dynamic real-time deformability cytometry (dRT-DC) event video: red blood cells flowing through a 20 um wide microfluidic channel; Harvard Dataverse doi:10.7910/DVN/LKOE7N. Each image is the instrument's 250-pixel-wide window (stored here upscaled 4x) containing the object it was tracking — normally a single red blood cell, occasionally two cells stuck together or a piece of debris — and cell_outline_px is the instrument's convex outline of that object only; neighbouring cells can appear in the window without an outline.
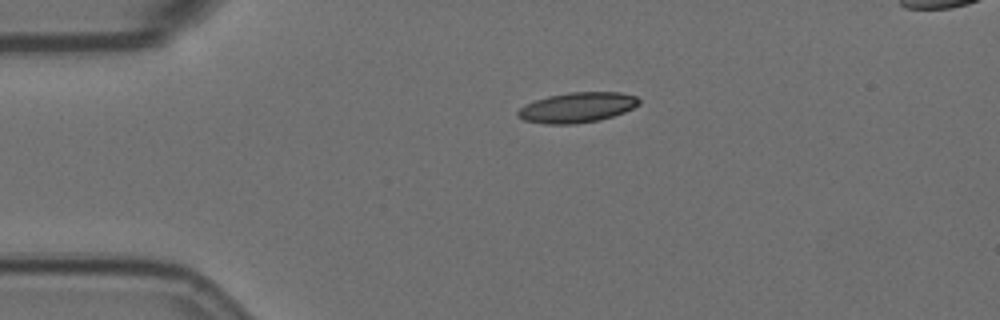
{"species": "Egyptian fruit bat (a non-hibernating species)", "species_latin": "Rousettus aegyptiacus", "temperature_condition": "room temperature", "stored_images_in_passage": 46, "camera_frame_rate_fps": 3000, "um_per_image_px": 0.085, "animal": {"sex": "female"}, "frame": {"image": 1, "passage_image": 1, "time_ms": 0.0, "image_size_px": [1000, 320], "cell_outline_px": [[640, 104], [624, 112], [600, 120], [576, 124], [544, 124], [524, 120], [516, 116], [516, 112], [520, 108], [536, 100], [548, 96], [568, 92], [620, 92], [636, 96], [640, 100]], "centroid_in_image_um": [49.06, 9.14], "position_along_channel_um": 35.9, "area_um2": 21.33}}
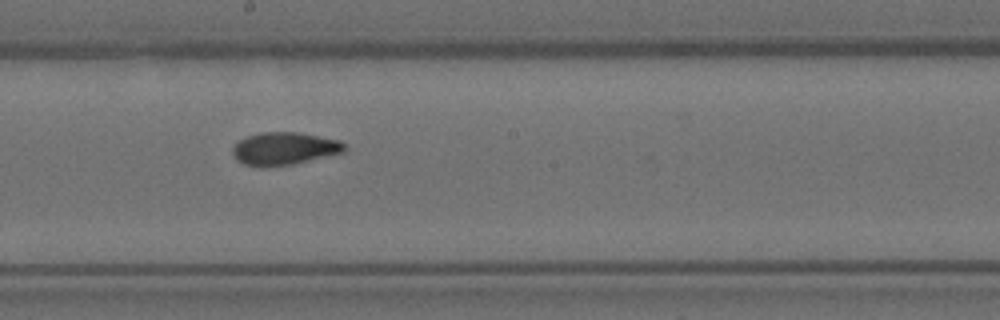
{"frame": {"image": 2, "passage_image": 20, "time_ms": 6.333, "image_size_px": [1000, 320], "cell_outline_px": [[348, 148], [344, 152], [292, 164], [264, 168], [260, 168], [244, 164], [236, 160], [232, 152], [232, 148], [240, 140], [248, 136], [260, 132], [296, 132], [340, 140]], "centroid_in_image_um": [24.15, 12.64], "position_along_channel_um": 224.1, "area_um2": 21.39}}
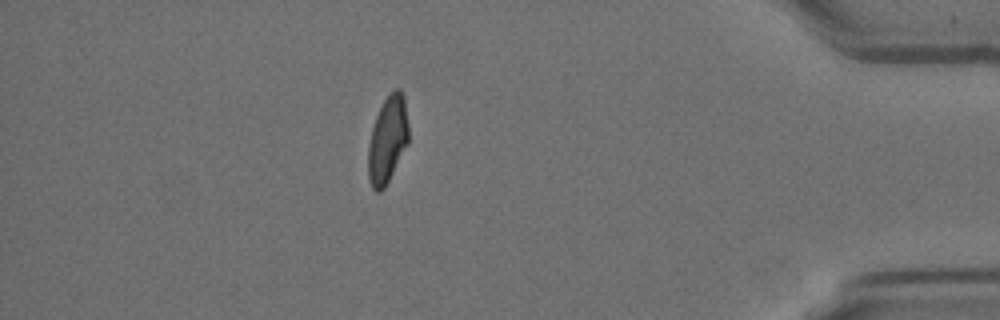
{"frame": {"image": 3, "passage_image": 39, "time_ms": 12.667, "image_size_px": [1000, 320], "cell_outline_px": [[408, 144], [384, 188], [380, 192], [376, 192], [372, 188], [368, 176], [368, 144], [372, 128], [376, 116], [384, 100], [392, 88], [400, 88], [404, 96], [408, 124]], "centroid_in_image_um": [32.94, 11.85], "position_along_channel_um": 402.3, "area_um2": 20.52}}